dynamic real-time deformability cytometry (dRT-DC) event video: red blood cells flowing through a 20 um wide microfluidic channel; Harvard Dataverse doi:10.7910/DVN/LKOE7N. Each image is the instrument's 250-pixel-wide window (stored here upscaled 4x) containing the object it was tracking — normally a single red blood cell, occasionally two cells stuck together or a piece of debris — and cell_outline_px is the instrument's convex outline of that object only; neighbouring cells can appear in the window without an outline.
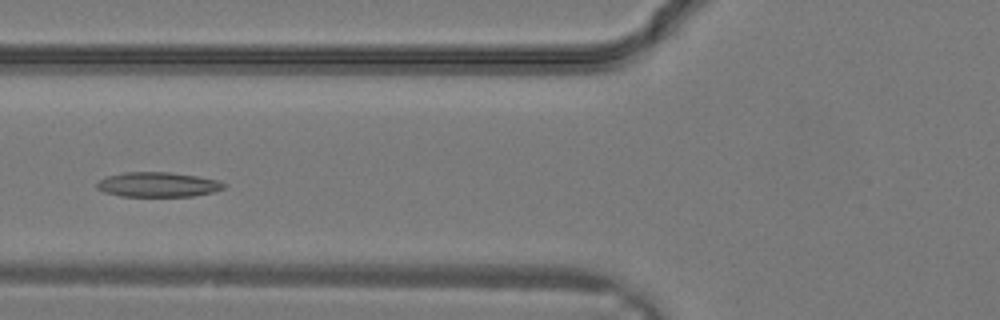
{"species": "common noctule bat (a hibernating species)", "species_latin": "Nyctalus noctula", "temperature_condition": "warm", "stored_images_in_passage": 30, "camera_frame_rate_fps": 3000, "um_per_image_px": 0.085, "animal": {"sex": "male", "body_mass_g": 19.2, "forearm_length_mm": 51.8}, "frame": {"image": 1, "passage_image": 11, "time_ms": 3.333, "image_size_px": [1000, 320], "cell_outline_px": [[228, 184], [224, 188], [212, 192], [192, 196], [120, 196], [104, 192], [96, 188], [96, 184], [100, 180], [108, 176], [124, 172], [172, 172], [220, 180]], "centroid_in_image_um": [13.44, 15.68], "position_along_channel_um": 112.4, "area_um2": 18.38}}
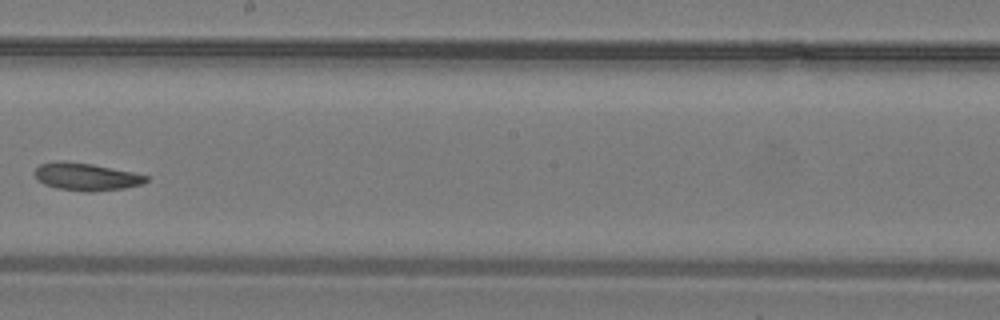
{"frame": {"image": 2, "passage_image": 17, "time_ms": 5.333, "image_size_px": [1000, 320], "cell_outline_px": [[148, 180], [144, 184], [124, 188], [92, 192], [84, 192], [56, 188], [44, 184], [36, 180], [36, 168], [40, 164], [56, 160], [64, 160], [92, 164], [132, 172], [148, 176]], "centroid_in_image_um": [7.31, 15.02], "position_along_channel_um": 240.9, "area_um2": 18.03}}
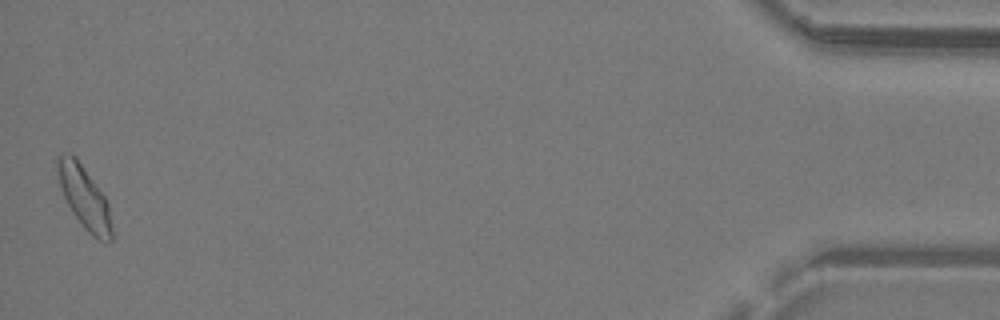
{"frame": {"image": 3, "passage_image": 30, "time_ms": 9.667, "image_size_px": [1000, 320], "cell_outline_px": [[112, 240], [104, 244], [92, 236], [84, 228], [68, 204], [64, 196], [60, 184], [56, 168], [56, 156], [76, 156], [104, 196], [108, 204], [112, 228]], "centroid_in_image_um": [7.19, 16.83], "position_along_channel_um": 428.0, "area_um2": 19.36}}